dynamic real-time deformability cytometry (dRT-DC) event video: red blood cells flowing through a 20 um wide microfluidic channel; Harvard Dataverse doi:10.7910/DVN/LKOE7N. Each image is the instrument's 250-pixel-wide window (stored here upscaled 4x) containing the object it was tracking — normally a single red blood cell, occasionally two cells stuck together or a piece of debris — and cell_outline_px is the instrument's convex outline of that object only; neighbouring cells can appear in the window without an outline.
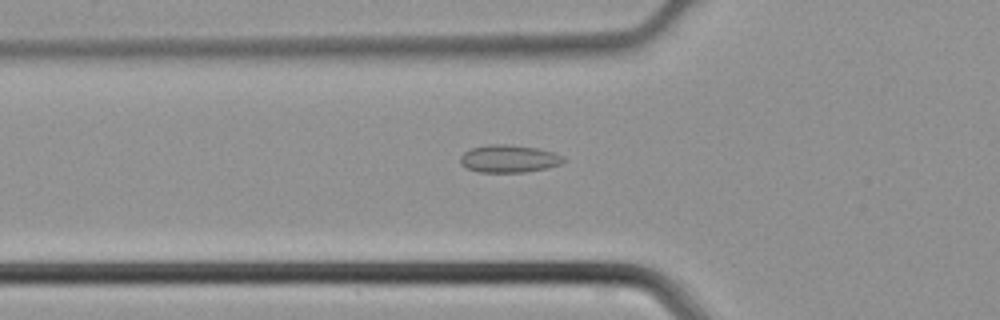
{"species": "common noctule bat (a hibernating species)", "species_latin": "Nyctalus noctula", "temperature_condition": "cold", "stored_images_in_passage": 31, "camera_frame_rate_fps": 3000, "um_per_image_px": 0.085, "animal": {"sex": "male", "body_mass_g": 21.5, "forearm_length_mm": 52.0}, "frame": {"image": 1, "passage_image": 7, "time_ms": 2.0, "image_size_px": [1000, 320], "cell_outline_px": [[564, 160], [560, 164], [548, 168], [524, 172], [480, 172], [468, 168], [460, 164], [460, 156], [464, 152], [472, 148], [488, 144], [508, 144], [536, 148], [552, 152], [560, 156]], "centroid_in_image_um": [43.21, 13.49], "position_along_channel_um": 82.6, "area_um2": 16.42}}
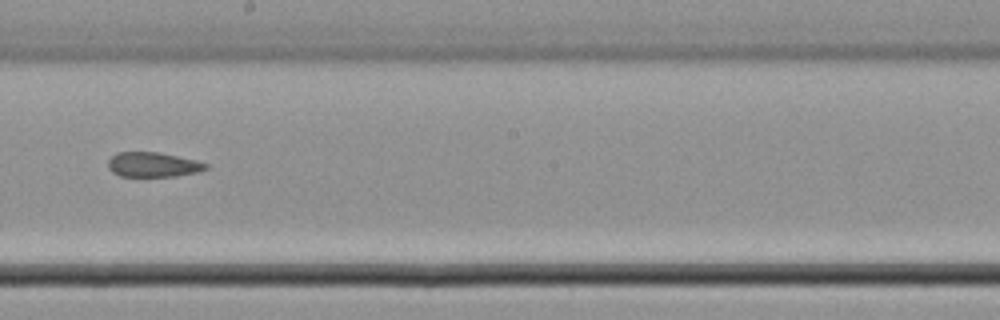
{"frame": {"image": 2, "passage_image": 17, "time_ms": 5.333, "image_size_px": [1000, 320], "cell_outline_px": [[208, 168], [196, 172], [176, 176], [120, 176], [112, 172], [108, 168], [108, 160], [116, 152], [156, 152], [196, 160], [208, 164]], "centroid_in_image_um": [12.97, 13.99], "position_along_channel_um": 235.2, "area_um2": 13.99}}
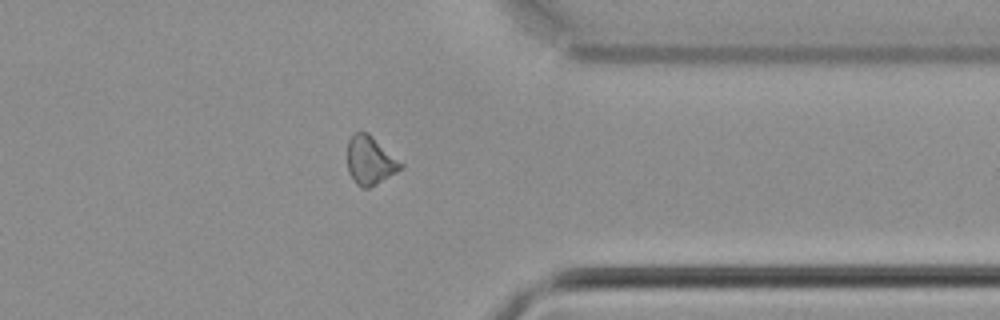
{"frame": {"image": 3, "passage_image": 27, "time_ms": 8.667, "image_size_px": [1000, 320], "cell_outline_px": [[404, 168], [376, 184], [368, 188], [360, 188], [352, 180], [348, 172], [348, 140], [352, 132], [368, 132], [404, 164]], "centroid_in_image_um": [31.45, 13.64], "position_along_channel_um": 379.9, "area_um2": 15.26}}